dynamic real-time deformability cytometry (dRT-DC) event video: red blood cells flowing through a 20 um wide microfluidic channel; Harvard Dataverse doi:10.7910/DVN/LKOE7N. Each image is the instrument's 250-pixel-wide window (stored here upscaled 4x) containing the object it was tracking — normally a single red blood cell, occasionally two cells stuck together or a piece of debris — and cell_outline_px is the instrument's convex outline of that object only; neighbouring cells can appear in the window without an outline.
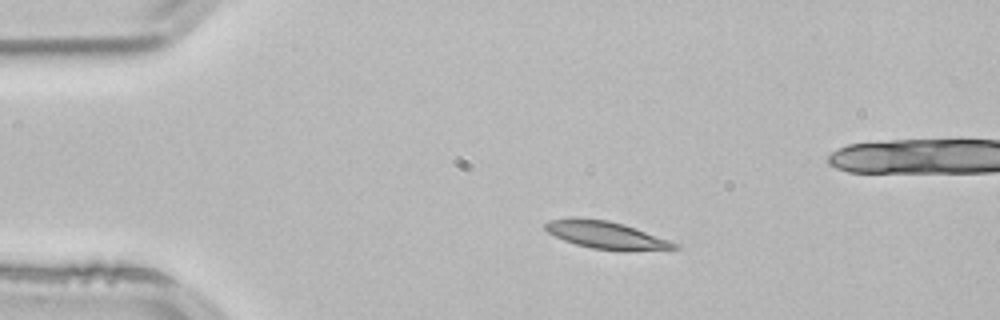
{"species": "common noctule bat (a hibernating species)", "species_latin": "Nyctalus noctula", "temperature_condition": "room temperature", "stored_images_in_passage": 4, "camera_frame_rate_fps": 3000, "um_per_image_px": 0.085, "animal": {"sex": "male", "body_mass_g": 21.5, "forearm_length_mm": 52.0}, "frame": {"image": 1, "passage_image": 3, "time_ms": 0.667, "image_size_px": [1000, 320], "cell_outline_px": [[680, 248], [628, 252], [624, 252], [592, 248], [576, 244], [564, 240], [548, 232], [544, 228], [544, 224], [548, 220], [572, 216], [608, 220], [624, 224], [636, 228], [680, 244]], "centroid_in_image_um": [51.53, 19.98], "position_along_channel_um": 33.5, "area_um2": 21.15}}